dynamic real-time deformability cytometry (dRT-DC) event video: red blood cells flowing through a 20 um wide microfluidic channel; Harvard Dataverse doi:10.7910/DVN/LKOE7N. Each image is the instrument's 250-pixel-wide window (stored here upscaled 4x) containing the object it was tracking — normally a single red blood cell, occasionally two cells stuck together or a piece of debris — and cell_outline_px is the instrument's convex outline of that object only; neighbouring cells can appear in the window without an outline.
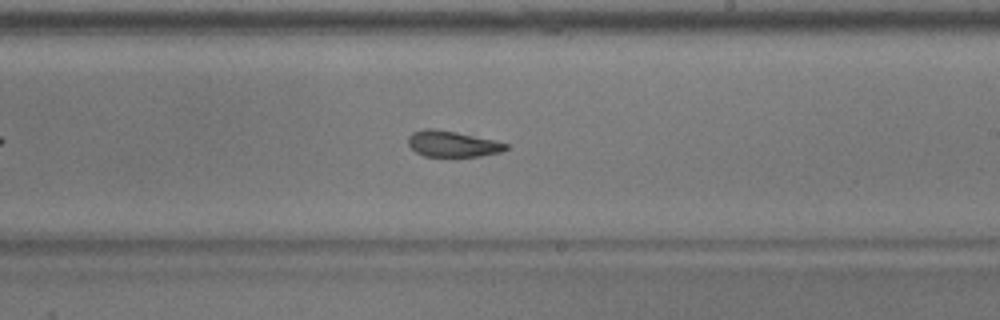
{"species": "common noctule bat (a hibernating species)", "species_latin": "Nyctalus noctula", "temperature_condition": "warm", "stored_images_in_passage": 52, "camera_frame_rate_fps": 3000, "um_per_image_px": 0.085, "animal": {"sex": "male", "body_mass_g": 17.9}, "frame": {"image": 1, "passage_image": 30, "time_ms": 9.667, "image_size_px": [1000, 320], "cell_outline_px": [[508, 148], [500, 152], [480, 156], [424, 156], [416, 152], [408, 144], [408, 136], [412, 132], [424, 128], [432, 128], [456, 132], [492, 140], [508, 144]], "centroid_in_image_um": [38.41, 12.22], "position_along_channel_um": 250.6, "area_um2": 14.62}, "authors_computed_cell_mechanics": {"area_um2": 16.0973, "velocity_mm_per_s": 3.7119, "shape_relaxation_time_tau1_ms": 11.1459, "shape_relaxation_time_tau2_ms": 3.8718, "deformation_change_tau1": 0.3103, "deformation_change_tau2": 0.1038}}